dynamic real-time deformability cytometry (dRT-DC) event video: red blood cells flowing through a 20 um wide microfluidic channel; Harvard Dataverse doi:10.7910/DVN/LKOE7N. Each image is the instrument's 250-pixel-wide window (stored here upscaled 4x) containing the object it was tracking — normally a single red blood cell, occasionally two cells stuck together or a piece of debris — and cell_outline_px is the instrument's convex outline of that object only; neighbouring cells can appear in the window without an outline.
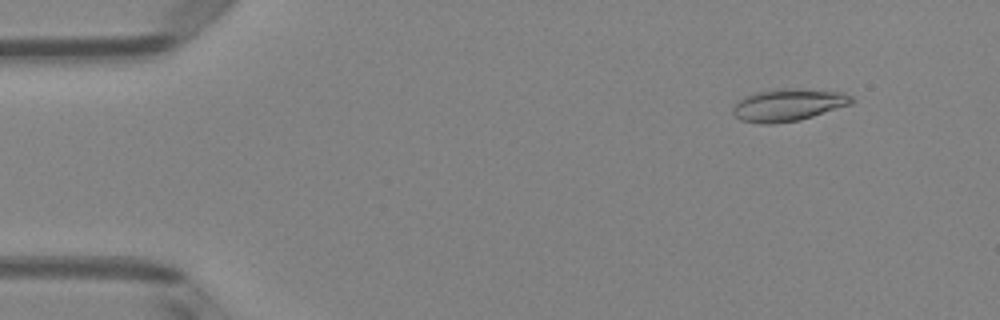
{"species": "Egyptian fruit bat (a non-hibernating species)", "species_latin": "Rousettus aegyptiacus", "temperature_condition": "room temperature", "stored_images_in_passage": 50, "camera_frame_rate_fps": 3000, "um_per_image_px": 0.085, "animal": {"sex": "female"}, "frame": {"image": 1, "passage_image": 5, "time_ms": 1.333, "image_size_px": [1000, 320], "cell_outline_px": [[856, 100], [852, 104], [800, 120], [772, 124], [760, 124], [740, 120], [732, 112], [732, 104], [736, 100], [744, 96], [776, 88], [796, 88], [844, 92], [852, 96]], "centroid_in_image_um": [66.99, 8.91], "position_along_channel_um": 18.0, "area_um2": 22.72}}
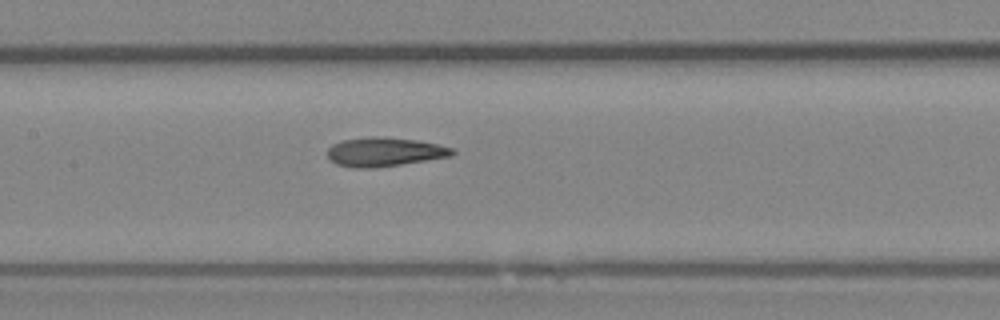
{"frame": {"image": 2, "passage_image": 24, "time_ms": 7.667, "image_size_px": [1000, 320], "cell_outline_px": [[456, 152], [452, 156], [376, 168], [352, 168], [336, 164], [328, 160], [328, 148], [332, 144], [344, 140], [368, 136], [384, 136], [416, 140], [436, 144], [452, 148]], "centroid_in_image_um": [32.65, 12.91], "position_along_channel_um": 174.8, "area_um2": 21.27}}
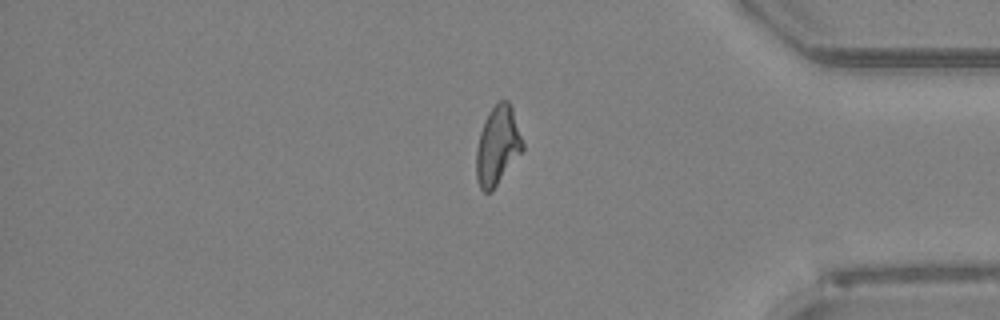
{"frame": {"image": 3, "passage_image": 42, "time_ms": 13.667, "image_size_px": [1000, 320], "cell_outline_px": [[524, 148], [492, 192], [484, 192], [480, 188], [476, 180], [476, 148], [480, 132], [484, 120], [488, 112], [500, 100], [508, 100], [512, 108], [524, 144]], "centroid_in_image_um": [42.27, 12.4], "position_along_channel_um": 392.9, "area_um2": 21.27}, "authors_computed_cell_mechanics": {"area_um2": 21.4438, "velocity_mm_per_s": 4.0295, "shape_relaxation_time_tau1_ms": null, "shape_relaxation_time_tau2_ms": 1.9499, "deformation_change_tau1": null, "deformation_change_tau2": 0.1093}}